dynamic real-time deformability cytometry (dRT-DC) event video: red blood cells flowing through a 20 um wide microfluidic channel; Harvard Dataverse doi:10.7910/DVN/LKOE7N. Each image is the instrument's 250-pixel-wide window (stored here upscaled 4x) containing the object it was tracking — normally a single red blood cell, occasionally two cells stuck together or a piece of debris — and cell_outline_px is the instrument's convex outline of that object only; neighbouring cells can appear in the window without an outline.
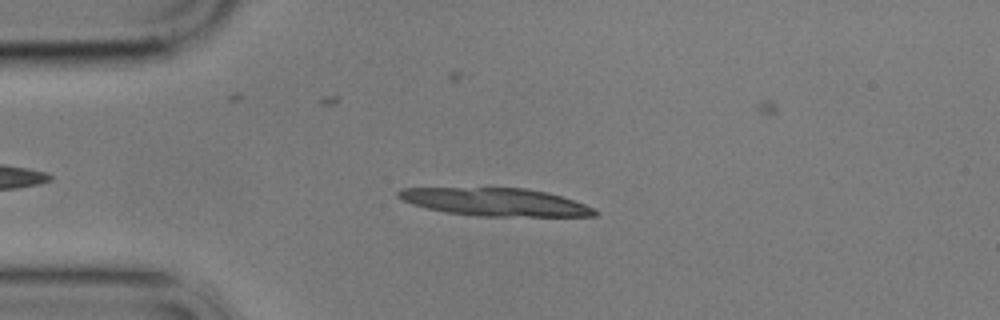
{"species": "common noctule bat (a hibernating species)", "species_latin": "Nyctalus noctula", "temperature_condition": "cold", "stored_images_in_passage": 15, "camera_frame_rate_fps": 3000, "um_per_image_px": 0.085, "animal": {"sex": "male", "body_mass_g": 17.9}, "frame": {"image": 1, "passage_image": 10, "time_ms": 3.0, "image_size_px": [1000, 320], "cell_outline_px": [[600, 212], [596, 216], [476, 216], [448, 212], [428, 208], [412, 204], [396, 196], [396, 192], [400, 188], [524, 188], [548, 192], [584, 204]], "centroid_in_image_um": [42.1, 17.17], "position_along_channel_um": 42.9, "area_um2": 31.62}}